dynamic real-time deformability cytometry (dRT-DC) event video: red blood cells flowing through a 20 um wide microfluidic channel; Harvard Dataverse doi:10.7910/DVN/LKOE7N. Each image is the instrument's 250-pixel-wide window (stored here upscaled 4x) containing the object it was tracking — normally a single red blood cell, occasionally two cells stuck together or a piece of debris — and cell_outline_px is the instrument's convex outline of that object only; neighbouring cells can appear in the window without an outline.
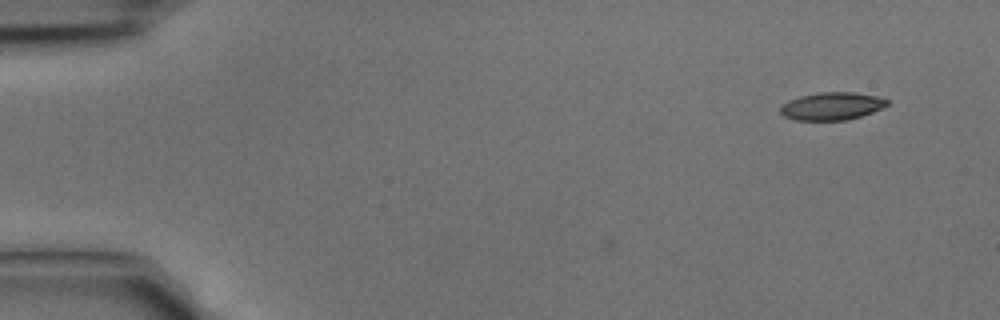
{"species": "common noctule bat (a hibernating species)", "species_latin": "Nyctalus noctula", "temperature_condition": "cold", "stored_images_in_passage": 7, "camera_frame_rate_fps": 3000, "um_per_image_px": 0.085, "animal": {"sex": "male", "body_mass_g": 15.6}, "frame": {"image": 1, "passage_image": 7, "time_ms": 2.0, "image_size_px": [1000, 320], "cell_outline_px": [[888, 104], [872, 112], [860, 116], [844, 120], [796, 120], [784, 116], [780, 112], [780, 108], [788, 100], [800, 96], [820, 92], [852, 92], [876, 96], [888, 100]], "centroid_in_image_um": [70.68, 9.02], "position_along_channel_um": 14.3, "area_um2": 16.99}}